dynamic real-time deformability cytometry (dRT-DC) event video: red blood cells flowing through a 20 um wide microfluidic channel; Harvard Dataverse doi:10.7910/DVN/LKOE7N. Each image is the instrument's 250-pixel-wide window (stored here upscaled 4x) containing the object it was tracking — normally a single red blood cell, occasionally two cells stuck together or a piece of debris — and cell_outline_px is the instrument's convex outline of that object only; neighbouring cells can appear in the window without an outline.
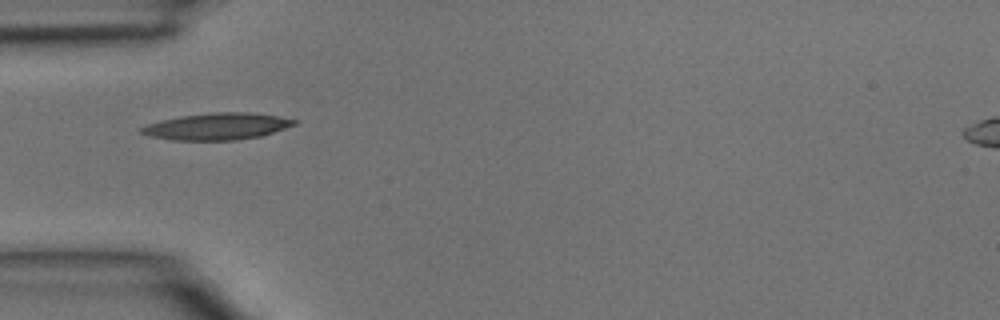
{"species": "common noctule bat (a hibernating species)", "species_latin": "Nyctalus noctula", "temperature_condition": "room temperature", "stored_images_in_passage": 4, "camera_frame_rate_fps": 3000, "um_per_image_px": 0.085, "animal": {"sex": "male", "body_mass_g": 15.6}, "frame": {"image": 1, "passage_image": 4, "time_ms": 1.0, "image_size_px": [1000, 320], "cell_outline_px": [[300, 124], [260, 136], [236, 140], [172, 140], [148, 136], [140, 132], [140, 128], [148, 124], [160, 120], [184, 116], [216, 112], [244, 112], [280, 116], [300, 120]], "centroid_in_image_um": [18.52, 10.74], "position_along_channel_um": 66.5, "area_um2": 23.87}}